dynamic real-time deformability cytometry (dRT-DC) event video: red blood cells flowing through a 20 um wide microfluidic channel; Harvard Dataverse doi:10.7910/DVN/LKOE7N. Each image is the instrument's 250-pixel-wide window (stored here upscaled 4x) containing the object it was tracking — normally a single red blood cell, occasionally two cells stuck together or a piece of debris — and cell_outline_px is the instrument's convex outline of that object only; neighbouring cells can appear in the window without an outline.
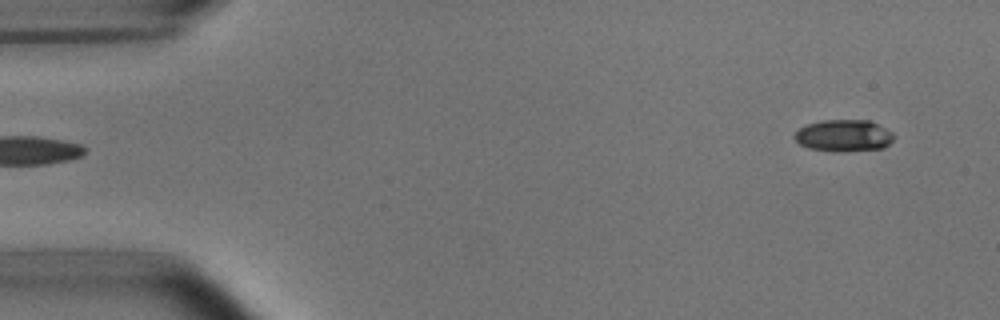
{"species": "common noctule bat (a hibernating species)", "species_latin": "Nyctalus noctula", "temperature_condition": "room temperature", "stored_images_in_passage": 2, "camera_frame_rate_fps": 3000, "um_per_image_px": 0.085, "animal": {"sex": "male", "body_mass_g": 15.6}, "frame": {"image": 1, "passage_image": 2, "time_ms": 1.0, "image_size_px": [1000, 320], "cell_outline_px": [[892, 140], [884, 148], [844, 152], [808, 148], [800, 144], [792, 136], [800, 128], [808, 124], [824, 120], [868, 120], [892, 132]], "centroid_in_image_um": [71.7, 11.53], "position_along_channel_um": 13.3, "area_um2": 18.21}}